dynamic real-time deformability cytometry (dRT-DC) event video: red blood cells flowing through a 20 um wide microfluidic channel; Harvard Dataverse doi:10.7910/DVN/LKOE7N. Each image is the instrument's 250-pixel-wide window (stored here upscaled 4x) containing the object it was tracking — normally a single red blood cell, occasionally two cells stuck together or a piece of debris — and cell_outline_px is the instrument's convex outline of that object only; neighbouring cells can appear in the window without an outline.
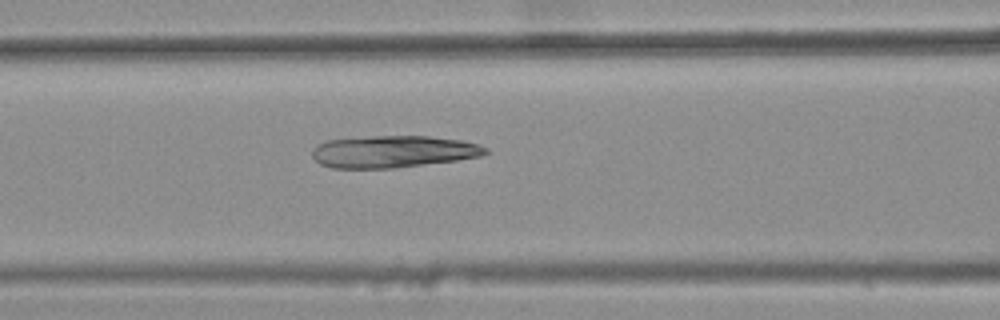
{"species": "common noctule bat (a hibernating species)", "species_latin": "Nyctalus noctula", "temperature_condition": "warm", "stored_images_in_passage": 39, "camera_frame_rate_fps": 3000, "um_per_image_px": 0.085, "animal": {"sex": "female", "body_mass_g": 25.1}, "frame": {"image": 1, "passage_image": 14, "time_ms": 4.333, "image_size_px": [1000, 320], "cell_outline_px": [[488, 152], [480, 156], [456, 160], [392, 168], [332, 168], [320, 164], [312, 156], [312, 148], [316, 144], [328, 140], [372, 136], [428, 136], [460, 140], [480, 144], [488, 148]], "centroid_in_image_um": [33.39, 12.88], "position_along_channel_um": 133.2, "area_um2": 32.31}}
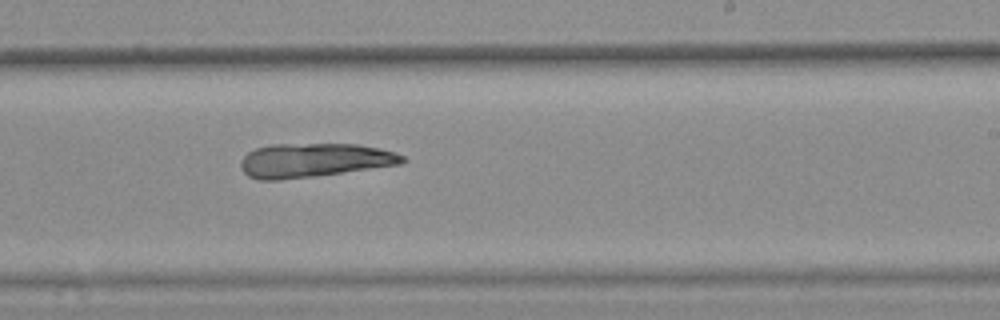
{"frame": {"image": 2, "passage_image": 24, "time_ms": 7.667, "image_size_px": [1000, 320], "cell_outline_px": [[408, 160], [404, 164], [316, 176], [280, 180], [260, 180], [248, 176], [240, 168], [240, 160], [248, 152], [256, 148], [272, 144], [356, 144], [380, 148], [396, 152], [404, 156]], "centroid_in_image_um": [26.72, 13.62], "position_along_channel_um": 262.3, "area_um2": 32.37}}
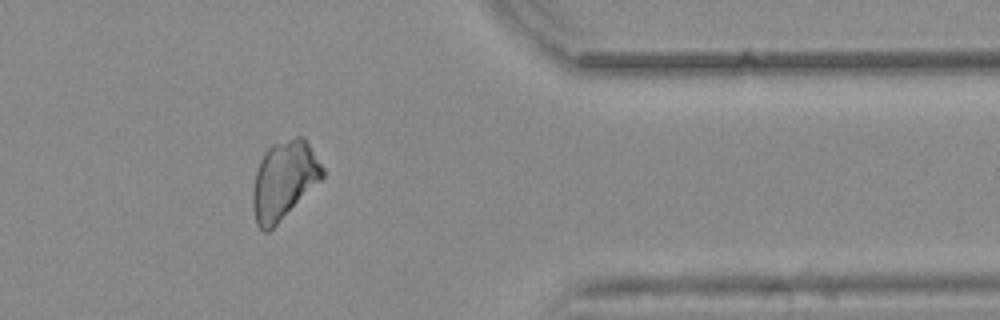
{"frame": {"image": 3, "passage_image": 35, "time_ms": 11.333, "image_size_px": [1000, 320], "cell_outline_px": [[324, 176], [268, 232], [264, 232], [256, 224], [252, 208], [252, 188], [256, 172], [260, 160], [264, 152], [272, 144], [296, 136], [304, 136], [324, 168]], "centroid_in_image_um": [24.11, 15.29], "position_along_channel_um": 387.3, "area_um2": 31.5}}